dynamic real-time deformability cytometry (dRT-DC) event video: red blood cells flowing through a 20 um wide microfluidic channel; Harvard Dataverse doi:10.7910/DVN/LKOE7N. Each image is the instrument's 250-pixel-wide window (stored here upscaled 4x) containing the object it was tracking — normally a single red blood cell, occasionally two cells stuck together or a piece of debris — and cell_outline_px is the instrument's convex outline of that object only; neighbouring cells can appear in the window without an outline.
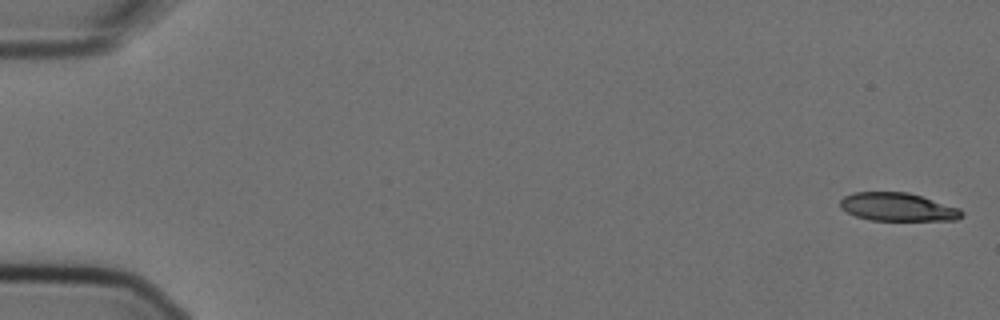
{"species": "Egyptian fruit bat (a non-hibernating species)", "species_latin": "Rousettus aegyptiacus", "temperature_condition": "cold", "stored_images_in_passage": 6, "camera_frame_rate_fps": 3000, "um_per_image_px": 0.085, "animal": {"sex": "female"}, "frame": {"image": 1, "passage_image": 1, "time_ms": 0.0, "image_size_px": [1000, 320], "cell_outline_px": [[964, 216], [956, 220], [872, 220], [856, 216], [840, 208], [840, 200], [844, 196], [852, 192], [908, 192], [960, 208], [964, 212]], "centroid_in_image_um": [76.32, 17.59], "position_along_channel_um": 8.7, "area_um2": 20.0}}
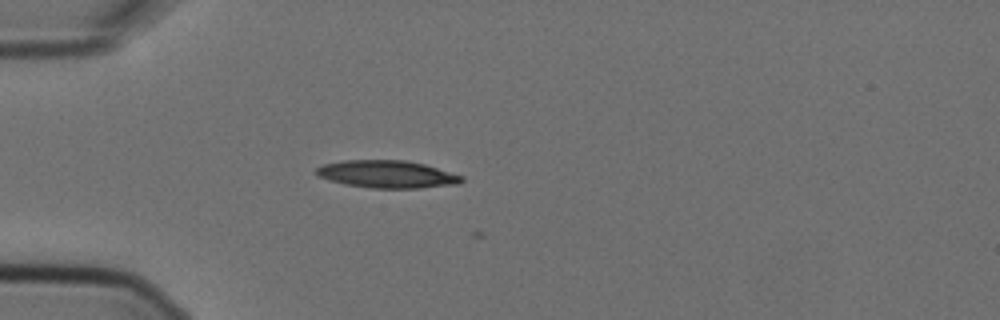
{"frame": {"image": 2, "passage_image": 5, "time_ms": 1.333, "image_size_px": [1000, 320], "cell_outline_px": [[464, 180], [460, 184], [420, 188], [368, 188], [344, 184], [328, 180], [312, 172], [316, 168], [324, 164], [344, 160], [404, 160], [424, 164], [464, 176]], "centroid_in_image_um": [32.9, 14.81], "position_along_channel_um": 52.1, "area_um2": 23.47}}